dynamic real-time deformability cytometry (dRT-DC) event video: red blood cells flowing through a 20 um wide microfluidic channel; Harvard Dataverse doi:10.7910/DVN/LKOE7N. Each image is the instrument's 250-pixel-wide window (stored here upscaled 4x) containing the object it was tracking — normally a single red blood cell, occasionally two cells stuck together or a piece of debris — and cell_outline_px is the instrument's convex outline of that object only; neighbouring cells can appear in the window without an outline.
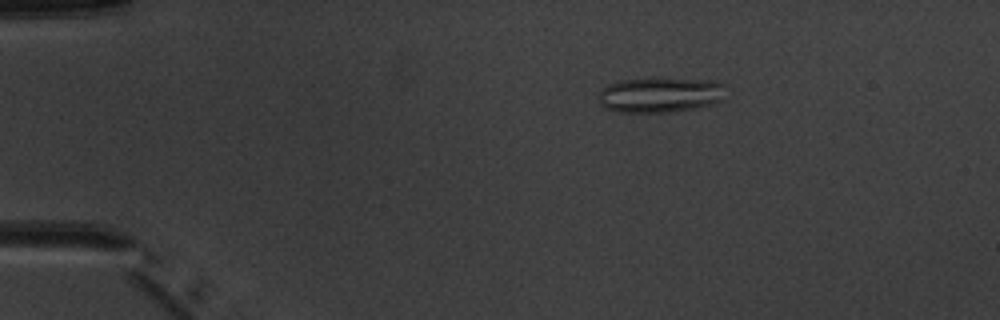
{"species": "common noctule bat (a hibernating species)", "species_latin": "Nyctalus noctula", "temperature_condition": "warm", "stored_images_in_passage": 4, "camera_frame_rate_fps": 3000, "um_per_image_px": 0.085, "animal": {"sex": "male", "body_mass_g": 20.1, "forearm_length_mm": 53.5}, "frame": {"image": 1, "passage_image": 2, "time_ms": 2.0, "image_size_px": [1000, 320], "cell_outline_px": [[728, 84], [724, 100], [716, 104], [672, 112], [616, 112], [604, 108], [600, 104], [596, 96], [600, 88], [608, 84], [620, 80], [652, 76], [716, 80]], "centroid_in_image_um": [56.16, 8.02], "position_along_channel_um": 28.8, "area_um2": 27.74}}
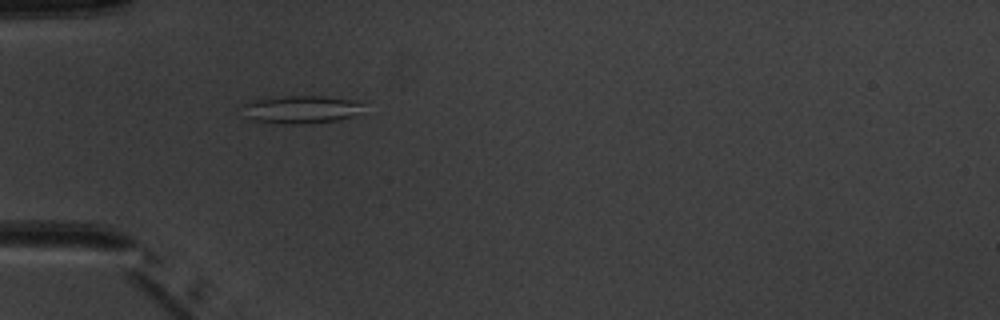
{"frame": {"image": 2, "passage_image": 4, "time_ms": 4.333, "image_size_px": [1000, 320], "cell_outline_px": [[364, 104], [352, 116], [340, 120], [292, 124], [252, 120], [244, 116], [240, 104], [256, 100], [284, 96], [320, 96], [364, 100]], "centroid_in_image_um": [25.58, 9.28], "position_along_channel_um": 59.4, "area_um2": 19.59}}